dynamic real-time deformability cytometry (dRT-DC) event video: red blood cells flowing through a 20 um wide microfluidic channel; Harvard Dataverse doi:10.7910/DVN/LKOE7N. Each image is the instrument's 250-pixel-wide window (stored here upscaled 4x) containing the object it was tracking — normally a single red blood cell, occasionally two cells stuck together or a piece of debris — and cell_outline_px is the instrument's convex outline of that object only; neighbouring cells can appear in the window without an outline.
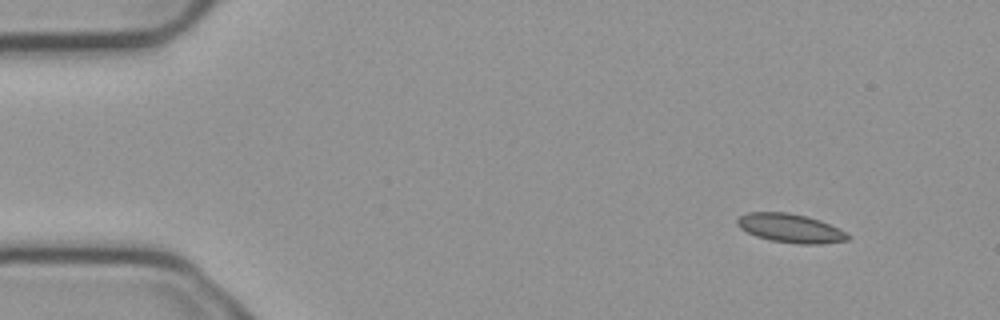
{"species": "common noctule bat (a hibernating species)", "species_latin": "Nyctalus noctula", "temperature_condition": "cold", "stored_images_in_passage": 4, "camera_frame_rate_fps": 3000, "um_per_image_px": 0.085, "animal": {"sex": "male", "body_mass_g": 23.1, "forearm_length_mm": 52.7}, "frame": {"image": 1, "passage_image": 1, "time_ms": 0.0, "image_size_px": [1000, 320], "cell_outline_px": [[852, 236], [848, 240], [820, 244], [800, 244], [772, 240], [756, 236], [740, 228], [736, 224], [736, 220], [740, 216], [748, 212], [788, 212], [808, 216], [820, 220]], "centroid_in_image_um": [67.17, 19.39], "position_along_channel_um": 17.8, "area_um2": 18.44}}
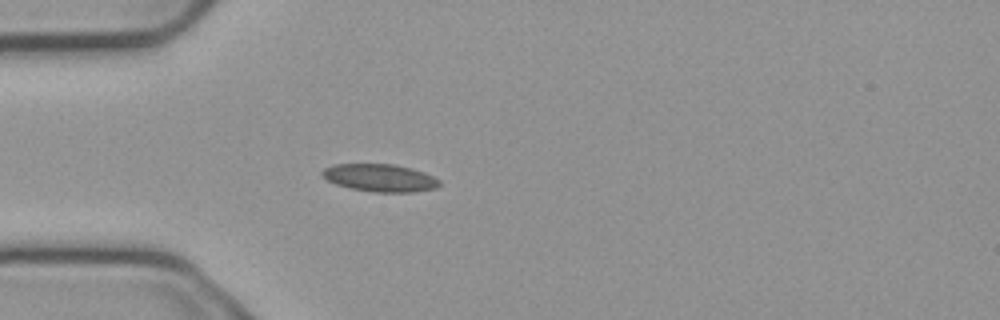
{"frame": {"image": 2, "passage_image": 4, "time_ms": 1.0, "image_size_px": [1000, 320], "cell_outline_px": [[440, 184], [436, 188], [416, 192], [372, 192], [352, 188], [336, 184], [328, 180], [320, 172], [324, 168], [332, 164], [392, 164], [412, 168], [424, 172], [440, 180]], "centroid_in_image_um": [32.31, 15.11], "position_along_channel_um": 52.7, "area_um2": 18.84}}